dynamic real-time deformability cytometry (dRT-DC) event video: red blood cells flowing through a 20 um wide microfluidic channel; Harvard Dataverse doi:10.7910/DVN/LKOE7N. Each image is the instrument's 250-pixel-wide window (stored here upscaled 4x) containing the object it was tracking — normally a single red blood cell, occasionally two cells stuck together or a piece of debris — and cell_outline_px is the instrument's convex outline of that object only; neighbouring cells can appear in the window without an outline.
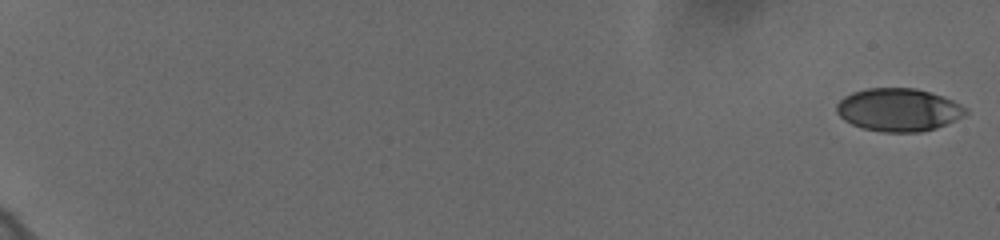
{"species": "human", "species_latin": "Homo sapiens", "temperature_condition": "cold", "stored_images_in_passage": 60, "camera_frame_rate_fps": 3000, "um_per_image_px": 0.085, "donor": {"sex": "female"}, "frame": {"image": 1, "passage_image": 1, "time_ms": 0.0, "image_size_px": [1000, 240], "cell_outline_px": [[968, 112], [964, 116], [936, 128], [920, 132], [884, 132], [864, 128], [852, 124], [844, 120], [836, 112], [836, 104], [844, 96], [852, 92], [868, 88], [916, 88], [952, 100], [968, 108]], "centroid_in_image_um": [76.36, 9.33], "position_along_channel_um": 8.6, "area_um2": 32.19}}
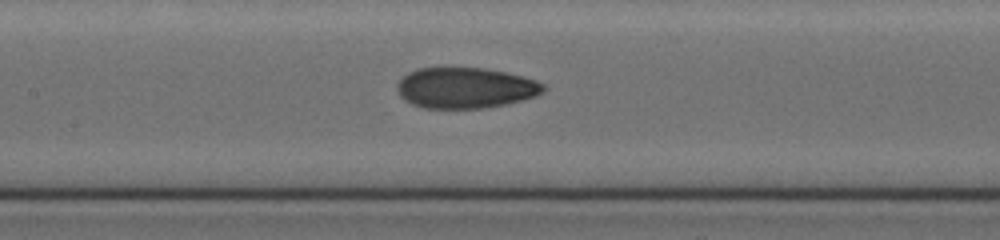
{"frame": {"image": 2, "passage_image": 33, "time_ms": 10.667, "image_size_px": [1000, 240], "cell_outline_px": [[548, 88], [544, 92], [536, 96], [524, 100], [504, 104], [480, 108], [424, 108], [412, 104], [404, 100], [396, 92], [396, 84], [408, 72], [420, 68], [484, 68], [508, 72], [536, 80], [544, 84]], "centroid_in_image_um": [39.58, 7.47], "position_along_channel_um": 167.8, "area_um2": 34.97}}
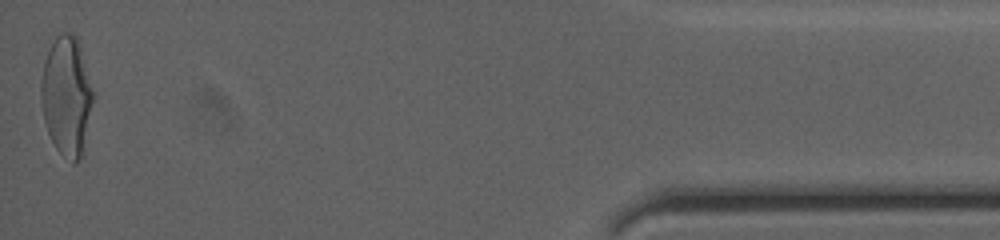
{"frame": {"image": 3, "passage_image": 60, "time_ms": 19.667, "image_size_px": [1000, 240], "cell_outline_px": [[92, 100], [80, 156], [76, 164], [72, 164], [56, 148], [48, 132], [44, 120], [40, 100], [40, 88], [44, 60], [48, 48], [56, 36], [60, 32], [72, 32], [76, 36], [80, 44], [92, 92]], "centroid_in_image_um": [5.6, 8.09], "position_along_channel_um": 429.6, "area_um2": 35.49}, "authors_computed_cell_mechanics": {"area_um2": 34.1598, "velocity_mm_per_s": 3.6382, "shape_relaxation_time_tau1_ms": 6.5134, "shape_relaxation_time_tau2_ms": 1.4574, "deformation_change_tau1": 0.1757, "deformation_change_tau2": 0.0644}}